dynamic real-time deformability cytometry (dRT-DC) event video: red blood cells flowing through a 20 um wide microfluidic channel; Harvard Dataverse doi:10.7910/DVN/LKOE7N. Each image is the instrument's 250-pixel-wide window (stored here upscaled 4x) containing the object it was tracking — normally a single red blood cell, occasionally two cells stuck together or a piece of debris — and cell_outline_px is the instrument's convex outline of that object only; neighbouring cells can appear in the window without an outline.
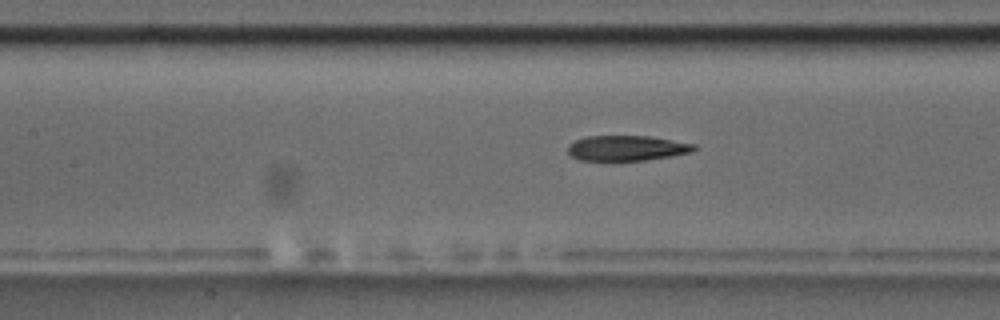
{"species": "common noctule bat (a hibernating species)", "species_latin": "Nyctalus noctula", "temperature_condition": "room temperature", "stored_images_in_passage": 39, "camera_frame_rate_fps": 3000, "um_per_image_px": 0.085, "animal": {"sex": "male", "body_mass_g": 17.5, "forearm_length_mm": 52.3}, "frame": {"image": 1, "passage_image": 8, "time_ms": 2.333, "image_size_px": [1000, 320], "cell_outline_px": [[696, 148], [692, 152], [672, 156], [648, 160], [580, 160], [572, 156], [568, 152], [568, 144], [584, 136], [648, 136], [696, 144]], "centroid_in_image_um": [53.28, 12.58], "position_along_channel_um": 154.1, "area_um2": 18.55}}
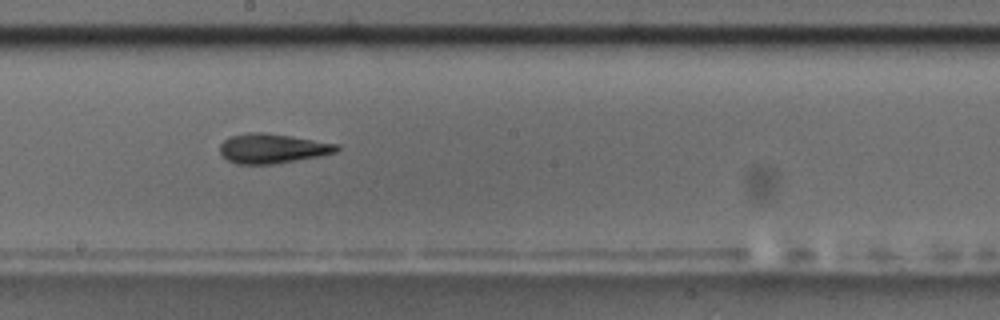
{"frame": {"image": 2, "passage_image": 14, "time_ms": 4.333, "image_size_px": [1000, 320], "cell_outline_px": [[340, 148], [336, 152], [320, 156], [272, 164], [236, 164], [228, 160], [220, 152], [220, 144], [228, 136], [248, 132], [260, 132], [288, 136], [340, 144]], "centroid_in_image_um": [23.14, 12.62], "position_along_channel_um": 225.1, "area_um2": 20.06}}
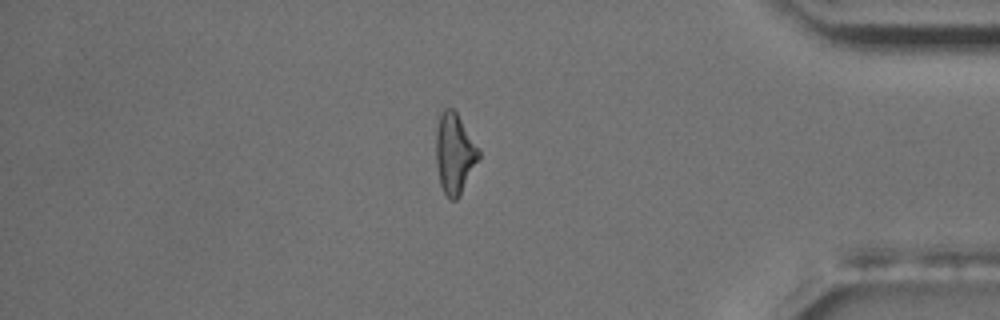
{"frame": {"image": 3, "passage_image": 31, "time_ms": 10.0, "image_size_px": [1000, 320], "cell_outline_px": [[480, 156], [460, 196], [456, 200], [452, 200], [444, 192], [440, 184], [436, 164], [436, 128], [440, 112], [444, 108], [452, 108], [456, 112], [480, 152]], "centroid_in_image_um": [38.61, 13.05], "position_along_channel_um": 396.6, "area_um2": 19.77}, "authors_computed_cell_mechanics": {"area_um2": 19.8832, "velocity_mm_per_s": 3.5675, "shape_relaxation_time_tau1_ms": 6.9758, "shape_relaxation_time_tau2_ms": 2.7397, "deformation_change_tau1": 0.2059, "deformation_change_tau2": 0.1232}}